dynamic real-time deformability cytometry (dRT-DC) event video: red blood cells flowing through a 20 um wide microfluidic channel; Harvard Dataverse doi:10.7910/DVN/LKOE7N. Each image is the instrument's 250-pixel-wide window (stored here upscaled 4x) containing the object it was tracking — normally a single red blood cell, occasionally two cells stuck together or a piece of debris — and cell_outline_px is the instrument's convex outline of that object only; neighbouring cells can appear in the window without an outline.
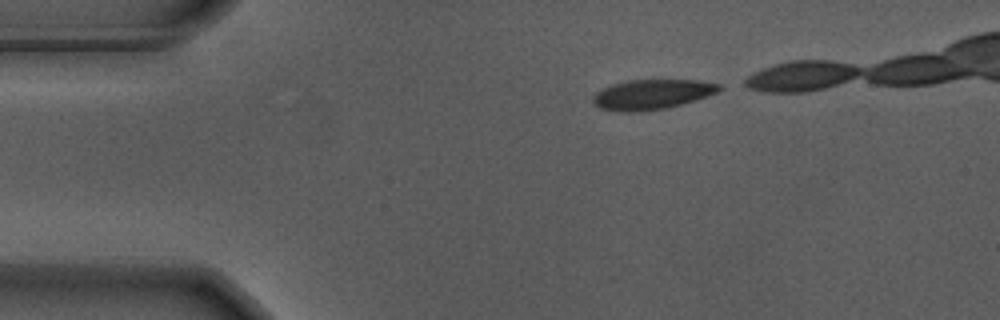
{"species": "Egyptian fruit bat (a non-hibernating species)", "species_latin": "Rousettus aegyptiacus", "temperature_condition": "warm", "stored_images_in_passage": 15, "camera_frame_rate_fps": 3000, "um_per_image_px": 0.085, "animal": {"sex": "male"}, "frame": {"image": 1, "passage_image": 1, "time_ms": 0.0, "image_size_px": [1000, 320], "cell_outline_px": [[724, 88], [716, 92], [680, 104], [664, 108], [636, 112], [616, 112], [600, 108], [592, 104], [592, 96], [600, 88], [612, 84], [628, 80], [692, 80], [720, 84]], "centroid_in_image_um": [55.3, 8.02], "position_along_channel_um": 29.7, "area_um2": 21.91}}
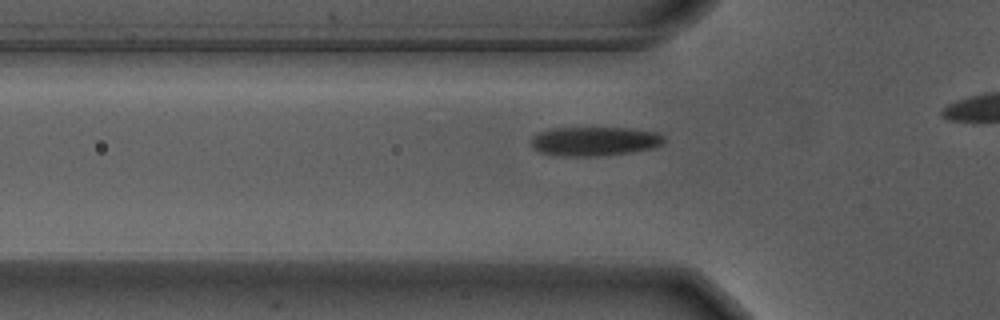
{"frame": {"image": 2, "passage_image": 9, "time_ms": 2.667, "image_size_px": [1000, 320], "cell_outline_px": [[664, 140], [660, 144], [652, 148], [628, 152], [592, 156], [572, 156], [540, 152], [532, 148], [532, 136], [540, 132], [552, 128], [632, 128], [656, 132], [664, 136]], "centroid_in_image_um": [50.53, 11.99], "position_along_channel_um": 75.3, "area_um2": 22.14}}
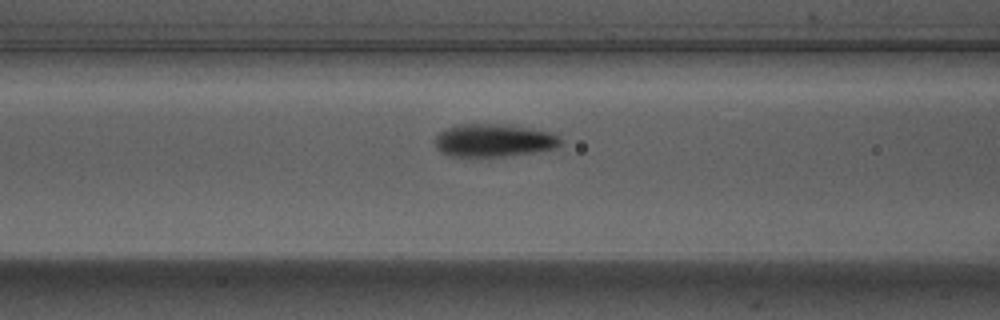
{"frame": {"image": 3, "passage_image": 13, "time_ms": 4.0, "image_size_px": [1000, 320], "cell_outline_px": [[564, 140], [556, 148], [532, 152], [504, 156], [452, 156], [436, 148], [436, 136], [440, 132], [456, 124], [500, 124], [528, 128], [552, 132]], "centroid_in_image_um": [42.0, 11.92], "position_along_channel_um": 124.6, "area_um2": 23.76}}